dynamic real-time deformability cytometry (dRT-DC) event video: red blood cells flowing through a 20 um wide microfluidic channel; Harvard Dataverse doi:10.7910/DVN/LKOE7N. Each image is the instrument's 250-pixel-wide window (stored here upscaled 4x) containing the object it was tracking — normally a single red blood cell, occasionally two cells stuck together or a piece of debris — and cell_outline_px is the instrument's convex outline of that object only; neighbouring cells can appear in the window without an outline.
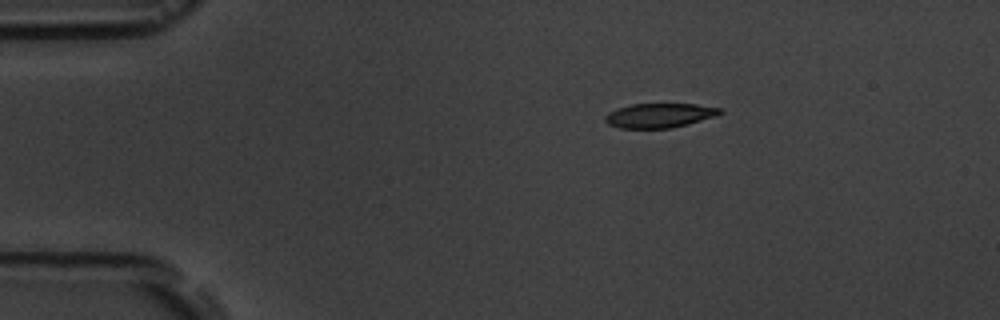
{"species": "common noctule bat (a hibernating species)", "species_latin": "Nyctalus noctula", "temperature_condition": "room temperature", "stored_images_in_passage": 3, "camera_frame_rate_fps": 3000, "um_per_image_px": 0.085, "animal": {"sex": "male", "body_mass_g": 19.5, "forearm_length_mm": 54.6}, "frame": {"image": 1, "passage_image": 1, "time_ms": 0.0, "image_size_px": [1000, 320], "cell_outline_px": [[724, 112], [716, 116], [688, 124], [672, 128], [620, 128], [608, 124], [604, 120], [604, 116], [608, 112], [616, 108], [632, 104], [696, 104], [720, 108]], "centroid_in_image_um": [56.04, 9.81], "position_along_channel_um": 29.0, "area_um2": 16.42}}